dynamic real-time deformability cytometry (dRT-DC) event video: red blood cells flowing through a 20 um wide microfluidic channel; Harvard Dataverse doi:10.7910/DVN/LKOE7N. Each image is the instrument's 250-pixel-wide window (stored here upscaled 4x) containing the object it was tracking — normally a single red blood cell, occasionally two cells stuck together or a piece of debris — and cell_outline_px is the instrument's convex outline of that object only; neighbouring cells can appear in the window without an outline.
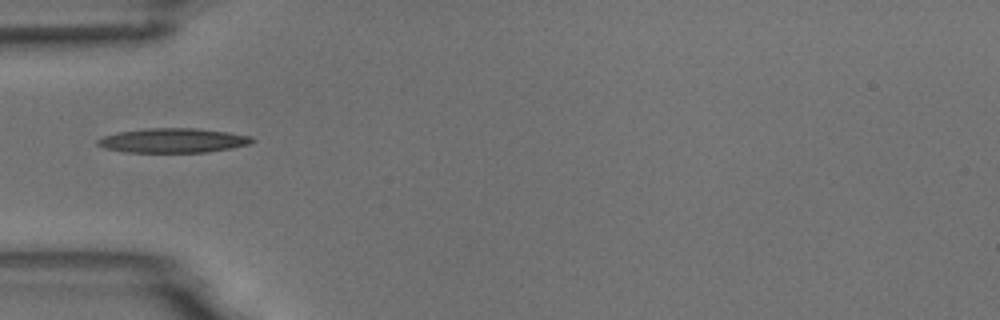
{"species": "common noctule bat (a hibernating species)", "species_latin": "Nyctalus noctula", "temperature_condition": "room temperature", "stored_images_in_passage": 9, "camera_frame_rate_fps": 3000, "um_per_image_px": 0.085, "animal": {"sex": "male", "body_mass_g": 18.8}, "frame": {"image": 1, "passage_image": 3, "time_ms": 2.333, "image_size_px": [1000, 320], "cell_outline_px": [[256, 140], [252, 144], [232, 148], [208, 152], [124, 152], [104, 148], [96, 144], [96, 140], [104, 136], [120, 132], [144, 128], [196, 128], [228, 132], [252, 136]], "centroid_in_image_um": [14.75, 11.94], "position_along_channel_um": 70.3, "area_um2": 22.2}}
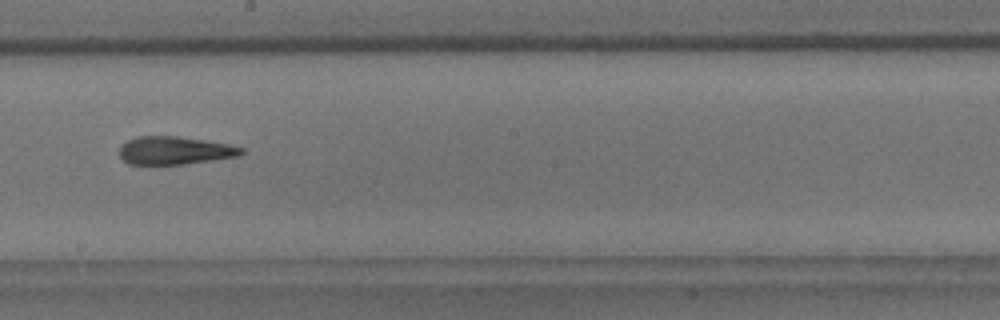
{"frame": {"image": 2, "passage_image": 7, "time_ms": 6.667, "image_size_px": [1000, 320], "cell_outline_px": [[244, 152], [240, 156], [184, 164], [128, 164], [120, 156], [120, 148], [128, 140], [136, 136], [176, 136], [204, 140], [228, 144], [244, 148]], "centroid_in_image_um": [14.87, 12.79], "position_along_channel_um": 233.3, "area_um2": 19.77}}